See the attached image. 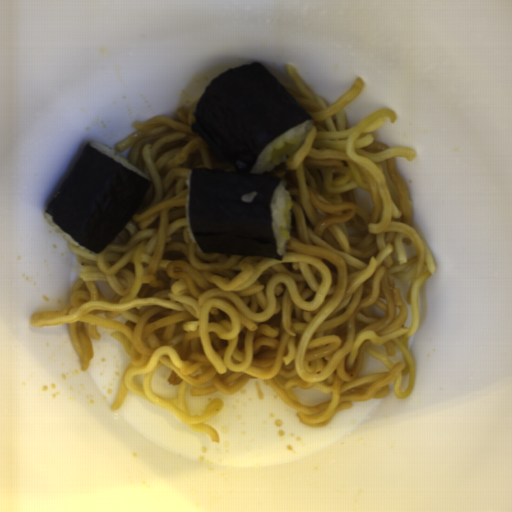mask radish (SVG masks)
Wrapping results in <instances>:
<instances>
[{"mask_svg": "<svg viewBox=\"0 0 512 512\" xmlns=\"http://www.w3.org/2000/svg\"><path fill=\"white\" fill-rule=\"evenodd\" d=\"M291 209H292V207L290 205V206H287L286 209L284 210V219H285L286 225L281 230V234L284 236L285 239H288L289 241L292 237Z\"/></svg>", "mask_w": 512, "mask_h": 512, "instance_id": "obj_1", "label": "radish"}, {"mask_svg": "<svg viewBox=\"0 0 512 512\" xmlns=\"http://www.w3.org/2000/svg\"><path fill=\"white\" fill-rule=\"evenodd\" d=\"M294 147L295 146H293L292 144H286L285 147L280 149V150H273L272 153H271V157H273L275 159V158L280 157L282 155L288 154L291 151H293Z\"/></svg>", "mask_w": 512, "mask_h": 512, "instance_id": "obj_2", "label": "radish"}]
</instances>
